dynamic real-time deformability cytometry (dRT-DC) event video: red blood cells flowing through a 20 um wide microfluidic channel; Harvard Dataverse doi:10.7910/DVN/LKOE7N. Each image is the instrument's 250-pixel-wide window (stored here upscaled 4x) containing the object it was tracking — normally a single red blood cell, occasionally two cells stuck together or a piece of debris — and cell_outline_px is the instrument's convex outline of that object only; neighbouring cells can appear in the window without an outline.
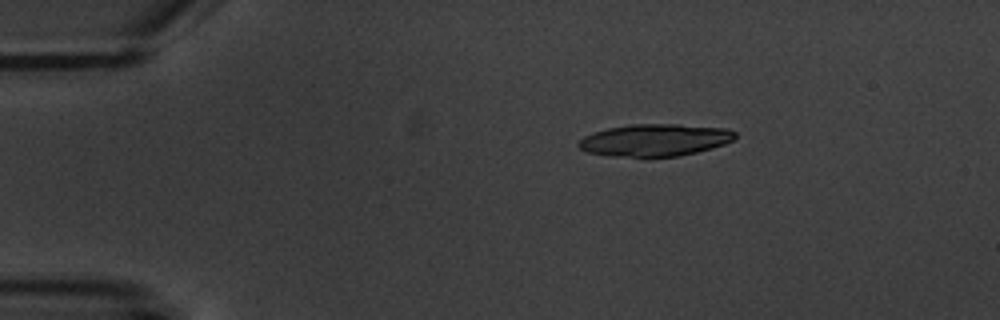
{"species": "common noctule bat (a hibernating species)", "species_latin": "Nyctalus noctula", "temperature_condition": "warm", "stored_images_in_passage": 3, "camera_frame_rate_fps": 3000, "um_per_image_px": 0.085, "animal": {"sex": "male", "body_mass_g": 20.1, "forearm_length_mm": 53.5}, "frame": {"image": 1, "passage_image": 1, "time_ms": 0.0, "image_size_px": [1000, 320], "cell_outline_px": [[736, 136], [732, 140], [724, 144], [712, 148], [680, 156], [612, 156], [588, 152], [580, 148], [576, 144], [584, 136], [608, 128], [632, 124], [680, 124], [728, 128], [736, 132]], "centroid_in_image_um": [55.7, 11.89], "position_along_channel_um": 29.3, "area_um2": 29.19}}